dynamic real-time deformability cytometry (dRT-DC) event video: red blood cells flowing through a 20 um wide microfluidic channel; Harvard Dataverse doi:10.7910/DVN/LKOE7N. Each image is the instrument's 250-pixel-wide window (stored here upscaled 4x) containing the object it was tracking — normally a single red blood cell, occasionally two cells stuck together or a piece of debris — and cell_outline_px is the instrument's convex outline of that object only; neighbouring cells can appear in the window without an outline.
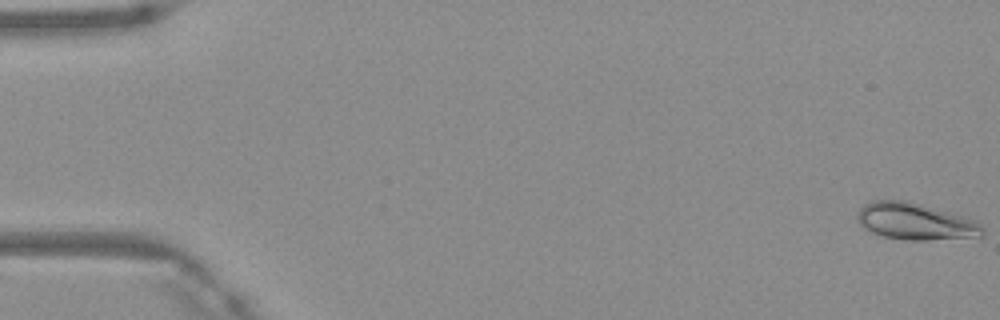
{"species": "Egyptian fruit bat (a non-hibernating species)", "species_latin": "Rousettus aegyptiacus", "temperature_condition": "warm", "stored_images_in_passage": 49, "camera_frame_rate_fps": 3000, "um_per_image_px": 0.085, "frame": {"image": 1, "passage_image": 1, "time_ms": 0.0, "image_size_px": [1000, 320], "cell_outline_px": [[984, 232], [980, 236], [928, 240], [908, 240], [884, 236], [872, 232], [864, 228], [860, 224], [860, 208], [864, 204], [872, 200], [904, 200], [920, 204], [976, 220], [984, 228]], "centroid_in_image_um": [77.82, 18.82], "position_along_channel_um": 7.2, "area_um2": 26.3}}
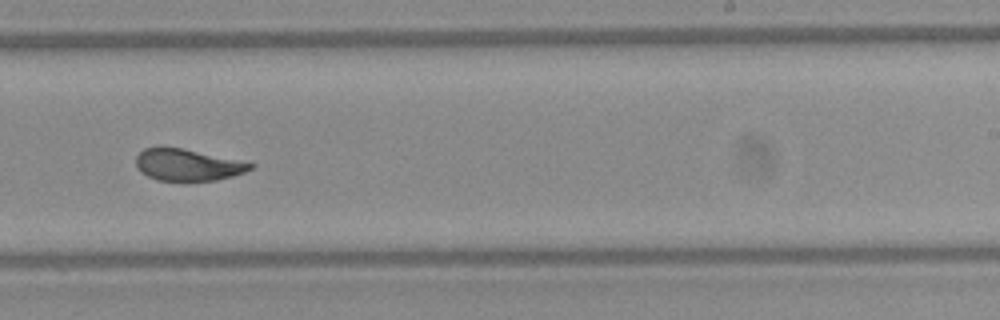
{"frame": {"image": 2, "passage_image": 31, "time_ms": 10.0, "image_size_px": [1000, 320], "cell_outline_px": [[256, 164], [252, 168], [244, 172], [232, 176], [216, 180], [156, 180], [140, 172], [136, 168], [136, 156], [144, 148], [160, 144], [184, 148]], "centroid_in_image_um": [15.87, 13.97], "position_along_channel_um": 273.1, "area_um2": 21.44}}
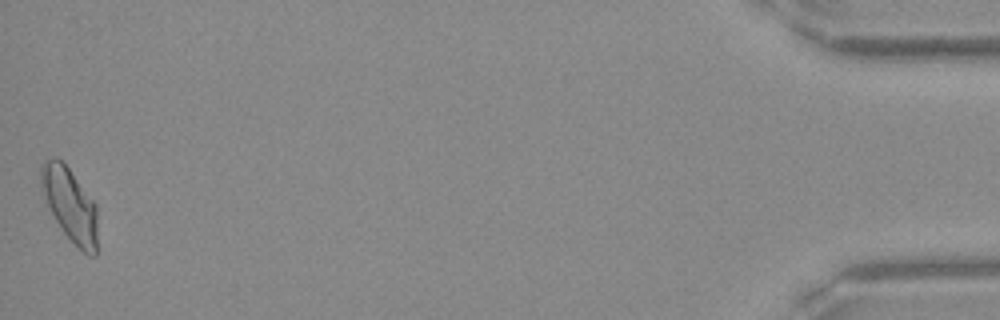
{"frame": {"image": 3, "passage_image": 49, "time_ms": 16.0, "image_size_px": [1000, 320], "cell_outline_px": [[96, 256], [88, 256], [64, 232], [56, 220], [48, 204], [40, 184], [40, 164], [44, 160], [56, 156], [68, 168], [96, 204]], "centroid_in_image_um": [5.93, 17.35], "position_along_channel_um": 429.3, "area_um2": 23.58}, "authors_computed_cell_mechanics": {"area_um2": 22.9466, "velocity_mm_per_s": 4.1602, "shape_relaxation_time_tau1_ms": 4.8556, "shape_relaxation_time_tau2_ms": 0.7184, "deformation_change_tau1": 0.1502, "deformation_change_tau2": 0.047}}